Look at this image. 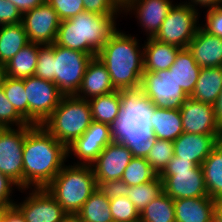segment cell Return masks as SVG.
Here are the masks:
<instances>
[{"mask_svg": "<svg viewBox=\"0 0 222 222\" xmlns=\"http://www.w3.org/2000/svg\"><path fill=\"white\" fill-rule=\"evenodd\" d=\"M45 189L68 216H75L97 189L92 165H75L67 162Z\"/></svg>", "mask_w": 222, "mask_h": 222, "instance_id": "obj_6", "label": "cell"}, {"mask_svg": "<svg viewBox=\"0 0 222 222\" xmlns=\"http://www.w3.org/2000/svg\"><path fill=\"white\" fill-rule=\"evenodd\" d=\"M112 141L111 126L92 121L89 128L67 147V162L75 165H92Z\"/></svg>", "mask_w": 222, "mask_h": 222, "instance_id": "obj_13", "label": "cell"}, {"mask_svg": "<svg viewBox=\"0 0 222 222\" xmlns=\"http://www.w3.org/2000/svg\"><path fill=\"white\" fill-rule=\"evenodd\" d=\"M140 89L157 108L180 109L189 97L169 69L144 72Z\"/></svg>", "mask_w": 222, "mask_h": 222, "instance_id": "obj_10", "label": "cell"}, {"mask_svg": "<svg viewBox=\"0 0 222 222\" xmlns=\"http://www.w3.org/2000/svg\"><path fill=\"white\" fill-rule=\"evenodd\" d=\"M39 44L29 43L23 47L6 64V76L16 79H25L34 75Z\"/></svg>", "mask_w": 222, "mask_h": 222, "instance_id": "obj_28", "label": "cell"}, {"mask_svg": "<svg viewBox=\"0 0 222 222\" xmlns=\"http://www.w3.org/2000/svg\"><path fill=\"white\" fill-rule=\"evenodd\" d=\"M181 48L156 40L153 37L143 40L144 72L168 70L175 62Z\"/></svg>", "mask_w": 222, "mask_h": 222, "instance_id": "obj_23", "label": "cell"}, {"mask_svg": "<svg viewBox=\"0 0 222 222\" xmlns=\"http://www.w3.org/2000/svg\"><path fill=\"white\" fill-rule=\"evenodd\" d=\"M22 21V13L9 0H0V26L18 24Z\"/></svg>", "mask_w": 222, "mask_h": 222, "instance_id": "obj_44", "label": "cell"}, {"mask_svg": "<svg viewBox=\"0 0 222 222\" xmlns=\"http://www.w3.org/2000/svg\"><path fill=\"white\" fill-rule=\"evenodd\" d=\"M173 201L176 222H215L216 200L209 196Z\"/></svg>", "mask_w": 222, "mask_h": 222, "instance_id": "obj_22", "label": "cell"}, {"mask_svg": "<svg viewBox=\"0 0 222 222\" xmlns=\"http://www.w3.org/2000/svg\"><path fill=\"white\" fill-rule=\"evenodd\" d=\"M132 157L127 146L112 141L92 164L96 182L122 179L124 170Z\"/></svg>", "mask_w": 222, "mask_h": 222, "instance_id": "obj_18", "label": "cell"}, {"mask_svg": "<svg viewBox=\"0 0 222 222\" xmlns=\"http://www.w3.org/2000/svg\"><path fill=\"white\" fill-rule=\"evenodd\" d=\"M179 110L185 133L222 135V129L215 119L213 105L188 97Z\"/></svg>", "mask_w": 222, "mask_h": 222, "instance_id": "obj_17", "label": "cell"}, {"mask_svg": "<svg viewBox=\"0 0 222 222\" xmlns=\"http://www.w3.org/2000/svg\"><path fill=\"white\" fill-rule=\"evenodd\" d=\"M213 109L215 113V119L218 125L220 126V128L222 129V90L219 94V97L213 104Z\"/></svg>", "mask_w": 222, "mask_h": 222, "instance_id": "obj_48", "label": "cell"}, {"mask_svg": "<svg viewBox=\"0 0 222 222\" xmlns=\"http://www.w3.org/2000/svg\"><path fill=\"white\" fill-rule=\"evenodd\" d=\"M173 156V142L170 140L156 139L145 159L151 165L153 171L159 176Z\"/></svg>", "mask_w": 222, "mask_h": 222, "instance_id": "obj_36", "label": "cell"}, {"mask_svg": "<svg viewBox=\"0 0 222 222\" xmlns=\"http://www.w3.org/2000/svg\"><path fill=\"white\" fill-rule=\"evenodd\" d=\"M113 6L123 14L135 0H110Z\"/></svg>", "mask_w": 222, "mask_h": 222, "instance_id": "obj_49", "label": "cell"}, {"mask_svg": "<svg viewBox=\"0 0 222 222\" xmlns=\"http://www.w3.org/2000/svg\"><path fill=\"white\" fill-rule=\"evenodd\" d=\"M176 2V0H135L122 17L125 20L134 17L137 27L140 28H138L141 32L139 34L146 36L144 38L154 37Z\"/></svg>", "mask_w": 222, "mask_h": 222, "instance_id": "obj_16", "label": "cell"}, {"mask_svg": "<svg viewBox=\"0 0 222 222\" xmlns=\"http://www.w3.org/2000/svg\"><path fill=\"white\" fill-rule=\"evenodd\" d=\"M222 135H204L183 132L173 141L174 156L201 166Z\"/></svg>", "mask_w": 222, "mask_h": 222, "instance_id": "obj_19", "label": "cell"}, {"mask_svg": "<svg viewBox=\"0 0 222 222\" xmlns=\"http://www.w3.org/2000/svg\"><path fill=\"white\" fill-rule=\"evenodd\" d=\"M48 3L57 12L61 21L85 11L83 0H50Z\"/></svg>", "mask_w": 222, "mask_h": 222, "instance_id": "obj_40", "label": "cell"}, {"mask_svg": "<svg viewBox=\"0 0 222 222\" xmlns=\"http://www.w3.org/2000/svg\"><path fill=\"white\" fill-rule=\"evenodd\" d=\"M157 176L145 158L132 157L124 170L122 180L131 187L150 182Z\"/></svg>", "mask_w": 222, "mask_h": 222, "instance_id": "obj_34", "label": "cell"}, {"mask_svg": "<svg viewBox=\"0 0 222 222\" xmlns=\"http://www.w3.org/2000/svg\"><path fill=\"white\" fill-rule=\"evenodd\" d=\"M215 222H222V199L216 200Z\"/></svg>", "mask_w": 222, "mask_h": 222, "instance_id": "obj_50", "label": "cell"}, {"mask_svg": "<svg viewBox=\"0 0 222 222\" xmlns=\"http://www.w3.org/2000/svg\"><path fill=\"white\" fill-rule=\"evenodd\" d=\"M96 183L98 190L109 200L121 196H127L130 190V186H128L122 179Z\"/></svg>", "mask_w": 222, "mask_h": 222, "instance_id": "obj_42", "label": "cell"}, {"mask_svg": "<svg viewBox=\"0 0 222 222\" xmlns=\"http://www.w3.org/2000/svg\"><path fill=\"white\" fill-rule=\"evenodd\" d=\"M5 222H26L24 216L15 207L5 208Z\"/></svg>", "mask_w": 222, "mask_h": 222, "instance_id": "obj_47", "label": "cell"}, {"mask_svg": "<svg viewBox=\"0 0 222 222\" xmlns=\"http://www.w3.org/2000/svg\"><path fill=\"white\" fill-rule=\"evenodd\" d=\"M163 193V180L157 176L154 180L131 186L128 192V199L133 203L139 213L155 198Z\"/></svg>", "mask_w": 222, "mask_h": 222, "instance_id": "obj_33", "label": "cell"}, {"mask_svg": "<svg viewBox=\"0 0 222 222\" xmlns=\"http://www.w3.org/2000/svg\"><path fill=\"white\" fill-rule=\"evenodd\" d=\"M6 78V67L5 64L0 62V86L4 83Z\"/></svg>", "mask_w": 222, "mask_h": 222, "instance_id": "obj_51", "label": "cell"}, {"mask_svg": "<svg viewBox=\"0 0 222 222\" xmlns=\"http://www.w3.org/2000/svg\"><path fill=\"white\" fill-rule=\"evenodd\" d=\"M121 18L123 19L122 16H107L88 11L78 13L60 22L55 43L85 52L94 58L119 28Z\"/></svg>", "mask_w": 222, "mask_h": 222, "instance_id": "obj_5", "label": "cell"}, {"mask_svg": "<svg viewBox=\"0 0 222 222\" xmlns=\"http://www.w3.org/2000/svg\"><path fill=\"white\" fill-rule=\"evenodd\" d=\"M200 25L201 12L183 0H177L153 38L180 48H188Z\"/></svg>", "mask_w": 222, "mask_h": 222, "instance_id": "obj_9", "label": "cell"}, {"mask_svg": "<svg viewBox=\"0 0 222 222\" xmlns=\"http://www.w3.org/2000/svg\"><path fill=\"white\" fill-rule=\"evenodd\" d=\"M61 20L48 2L22 14V25L29 43L50 45L55 43Z\"/></svg>", "mask_w": 222, "mask_h": 222, "instance_id": "obj_15", "label": "cell"}, {"mask_svg": "<svg viewBox=\"0 0 222 222\" xmlns=\"http://www.w3.org/2000/svg\"><path fill=\"white\" fill-rule=\"evenodd\" d=\"M22 193V194H20ZM15 207L26 222H64L68 214L45 189H21ZM20 195L21 196L20 198Z\"/></svg>", "mask_w": 222, "mask_h": 222, "instance_id": "obj_12", "label": "cell"}, {"mask_svg": "<svg viewBox=\"0 0 222 222\" xmlns=\"http://www.w3.org/2000/svg\"><path fill=\"white\" fill-rule=\"evenodd\" d=\"M23 82L28 101V124L42 125L64 94L52 81L34 75L23 79Z\"/></svg>", "mask_w": 222, "mask_h": 222, "instance_id": "obj_11", "label": "cell"}, {"mask_svg": "<svg viewBox=\"0 0 222 222\" xmlns=\"http://www.w3.org/2000/svg\"><path fill=\"white\" fill-rule=\"evenodd\" d=\"M27 44L29 39L21 22L0 26V62L6 64Z\"/></svg>", "mask_w": 222, "mask_h": 222, "instance_id": "obj_29", "label": "cell"}, {"mask_svg": "<svg viewBox=\"0 0 222 222\" xmlns=\"http://www.w3.org/2000/svg\"><path fill=\"white\" fill-rule=\"evenodd\" d=\"M64 222H80L75 216H68Z\"/></svg>", "mask_w": 222, "mask_h": 222, "instance_id": "obj_52", "label": "cell"}, {"mask_svg": "<svg viewBox=\"0 0 222 222\" xmlns=\"http://www.w3.org/2000/svg\"><path fill=\"white\" fill-rule=\"evenodd\" d=\"M75 217L80 222H114L110 210V200L98 188L91 194Z\"/></svg>", "mask_w": 222, "mask_h": 222, "instance_id": "obj_31", "label": "cell"}, {"mask_svg": "<svg viewBox=\"0 0 222 222\" xmlns=\"http://www.w3.org/2000/svg\"><path fill=\"white\" fill-rule=\"evenodd\" d=\"M93 57L57 45H40L34 76L52 81L64 95H75Z\"/></svg>", "mask_w": 222, "mask_h": 222, "instance_id": "obj_4", "label": "cell"}, {"mask_svg": "<svg viewBox=\"0 0 222 222\" xmlns=\"http://www.w3.org/2000/svg\"><path fill=\"white\" fill-rule=\"evenodd\" d=\"M121 25L96 57L106 66L116 90L138 89L144 73V39L121 29Z\"/></svg>", "mask_w": 222, "mask_h": 222, "instance_id": "obj_3", "label": "cell"}, {"mask_svg": "<svg viewBox=\"0 0 222 222\" xmlns=\"http://www.w3.org/2000/svg\"><path fill=\"white\" fill-rule=\"evenodd\" d=\"M2 88L5 97L13 105L16 112L28 123V101L23 79L6 76Z\"/></svg>", "mask_w": 222, "mask_h": 222, "instance_id": "obj_35", "label": "cell"}, {"mask_svg": "<svg viewBox=\"0 0 222 222\" xmlns=\"http://www.w3.org/2000/svg\"><path fill=\"white\" fill-rule=\"evenodd\" d=\"M163 180V192L171 199L208 196L201 166L173 156L159 175Z\"/></svg>", "mask_w": 222, "mask_h": 222, "instance_id": "obj_8", "label": "cell"}, {"mask_svg": "<svg viewBox=\"0 0 222 222\" xmlns=\"http://www.w3.org/2000/svg\"><path fill=\"white\" fill-rule=\"evenodd\" d=\"M28 123L16 112L0 86V128L27 126Z\"/></svg>", "mask_w": 222, "mask_h": 222, "instance_id": "obj_38", "label": "cell"}, {"mask_svg": "<svg viewBox=\"0 0 222 222\" xmlns=\"http://www.w3.org/2000/svg\"><path fill=\"white\" fill-rule=\"evenodd\" d=\"M121 112L111 125L114 142L128 147L133 157L146 158L156 140L150 125L155 105L140 88L120 90Z\"/></svg>", "mask_w": 222, "mask_h": 222, "instance_id": "obj_2", "label": "cell"}, {"mask_svg": "<svg viewBox=\"0 0 222 222\" xmlns=\"http://www.w3.org/2000/svg\"><path fill=\"white\" fill-rule=\"evenodd\" d=\"M114 222H139L140 213L127 196L110 199Z\"/></svg>", "mask_w": 222, "mask_h": 222, "instance_id": "obj_37", "label": "cell"}, {"mask_svg": "<svg viewBox=\"0 0 222 222\" xmlns=\"http://www.w3.org/2000/svg\"><path fill=\"white\" fill-rule=\"evenodd\" d=\"M88 101L93 121L111 126L121 112L120 90L90 98Z\"/></svg>", "mask_w": 222, "mask_h": 222, "instance_id": "obj_30", "label": "cell"}, {"mask_svg": "<svg viewBox=\"0 0 222 222\" xmlns=\"http://www.w3.org/2000/svg\"><path fill=\"white\" fill-rule=\"evenodd\" d=\"M222 90V67L201 68L191 98L213 105Z\"/></svg>", "mask_w": 222, "mask_h": 222, "instance_id": "obj_26", "label": "cell"}, {"mask_svg": "<svg viewBox=\"0 0 222 222\" xmlns=\"http://www.w3.org/2000/svg\"><path fill=\"white\" fill-rule=\"evenodd\" d=\"M139 222H176L173 199L160 194L142 210Z\"/></svg>", "mask_w": 222, "mask_h": 222, "instance_id": "obj_32", "label": "cell"}, {"mask_svg": "<svg viewBox=\"0 0 222 222\" xmlns=\"http://www.w3.org/2000/svg\"><path fill=\"white\" fill-rule=\"evenodd\" d=\"M185 3L190 4L192 7L202 13L203 10L209 8L220 7L222 0H183Z\"/></svg>", "mask_w": 222, "mask_h": 222, "instance_id": "obj_45", "label": "cell"}, {"mask_svg": "<svg viewBox=\"0 0 222 222\" xmlns=\"http://www.w3.org/2000/svg\"><path fill=\"white\" fill-rule=\"evenodd\" d=\"M201 67L194 60L188 48H181L176 55L175 62L169 68L173 72L178 85L190 97L193 93L200 74Z\"/></svg>", "mask_w": 222, "mask_h": 222, "instance_id": "obj_24", "label": "cell"}, {"mask_svg": "<svg viewBox=\"0 0 222 222\" xmlns=\"http://www.w3.org/2000/svg\"><path fill=\"white\" fill-rule=\"evenodd\" d=\"M150 125L156 139L174 141L184 131L179 109L154 108Z\"/></svg>", "mask_w": 222, "mask_h": 222, "instance_id": "obj_25", "label": "cell"}, {"mask_svg": "<svg viewBox=\"0 0 222 222\" xmlns=\"http://www.w3.org/2000/svg\"><path fill=\"white\" fill-rule=\"evenodd\" d=\"M201 13V25L200 27L208 34L218 36L222 38V6L209 8L202 11Z\"/></svg>", "mask_w": 222, "mask_h": 222, "instance_id": "obj_39", "label": "cell"}, {"mask_svg": "<svg viewBox=\"0 0 222 222\" xmlns=\"http://www.w3.org/2000/svg\"><path fill=\"white\" fill-rule=\"evenodd\" d=\"M106 66L97 57L88 63L76 97L89 100L115 91Z\"/></svg>", "mask_w": 222, "mask_h": 222, "instance_id": "obj_20", "label": "cell"}, {"mask_svg": "<svg viewBox=\"0 0 222 222\" xmlns=\"http://www.w3.org/2000/svg\"><path fill=\"white\" fill-rule=\"evenodd\" d=\"M84 10L107 16H123L110 0H83Z\"/></svg>", "mask_w": 222, "mask_h": 222, "instance_id": "obj_43", "label": "cell"}, {"mask_svg": "<svg viewBox=\"0 0 222 222\" xmlns=\"http://www.w3.org/2000/svg\"><path fill=\"white\" fill-rule=\"evenodd\" d=\"M0 222H5V208L0 209Z\"/></svg>", "mask_w": 222, "mask_h": 222, "instance_id": "obj_53", "label": "cell"}, {"mask_svg": "<svg viewBox=\"0 0 222 222\" xmlns=\"http://www.w3.org/2000/svg\"><path fill=\"white\" fill-rule=\"evenodd\" d=\"M22 154L23 189L46 188L67 163V148L42 125H27Z\"/></svg>", "mask_w": 222, "mask_h": 222, "instance_id": "obj_1", "label": "cell"}, {"mask_svg": "<svg viewBox=\"0 0 222 222\" xmlns=\"http://www.w3.org/2000/svg\"><path fill=\"white\" fill-rule=\"evenodd\" d=\"M92 121L88 100L64 95L42 126L67 148L89 128Z\"/></svg>", "mask_w": 222, "mask_h": 222, "instance_id": "obj_7", "label": "cell"}, {"mask_svg": "<svg viewBox=\"0 0 222 222\" xmlns=\"http://www.w3.org/2000/svg\"><path fill=\"white\" fill-rule=\"evenodd\" d=\"M27 126L0 128V172L23 189V145Z\"/></svg>", "mask_w": 222, "mask_h": 222, "instance_id": "obj_14", "label": "cell"}, {"mask_svg": "<svg viewBox=\"0 0 222 222\" xmlns=\"http://www.w3.org/2000/svg\"><path fill=\"white\" fill-rule=\"evenodd\" d=\"M24 14L43 3V0H9Z\"/></svg>", "mask_w": 222, "mask_h": 222, "instance_id": "obj_46", "label": "cell"}, {"mask_svg": "<svg viewBox=\"0 0 222 222\" xmlns=\"http://www.w3.org/2000/svg\"><path fill=\"white\" fill-rule=\"evenodd\" d=\"M20 190L13 180L0 172V209L13 207L17 196L15 193L18 194Z\"/></svg>", "mask_w": 222, "mask_h": 222, "instance_id": "obj_41", "label": "cell"}, {"mask_svg": "<svg viewBox=\"0 0 222 222\" xmlns=\"http://www.w3.org/2000/svg\"><path fill=\"white\" fill-rule=\"evenodd\" d=\"M208 196L211 199H222V141L212 149L201 164Z\"/></svg>", "mask_w": 222, "mask_h": 222, "instance_id": "obj_27", "label": "cell"}, {"mask_svg": "<svg viewBox=\"0 0 222 222\" xmlns=\"http://www.w3.org/2000/svg\"><path fill=\"white\" fill-rule=\"evenodd\" d=\"M188 49L201 68L222 67V38L208 34L200 27Z\"/></svg>", "mask_w": 222, "mask_h": 222, "instance_id": "obj_21", "label": "cell"}]
</instances>
